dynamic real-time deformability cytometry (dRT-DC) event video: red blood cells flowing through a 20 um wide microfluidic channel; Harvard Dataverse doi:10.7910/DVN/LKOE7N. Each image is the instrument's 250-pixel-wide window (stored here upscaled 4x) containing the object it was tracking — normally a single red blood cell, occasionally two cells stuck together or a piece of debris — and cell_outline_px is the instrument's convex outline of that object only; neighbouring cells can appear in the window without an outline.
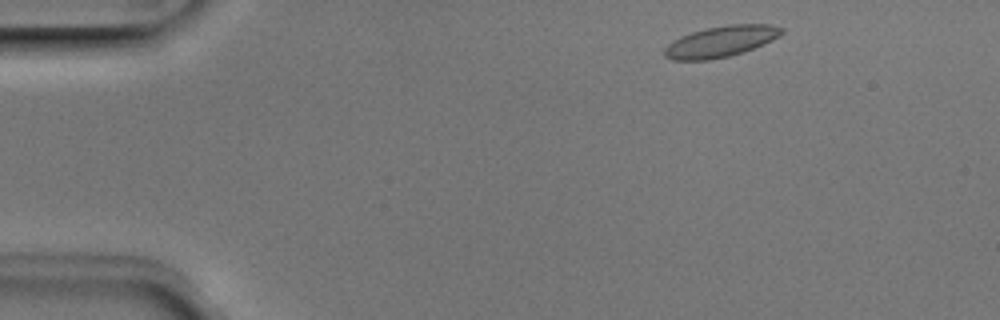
{"species": "Egyptian fruit bat (a non-hibernating species)", "species_latin": "Rousettus aegyptiacus", "temperature_condition": "room temperature", "stored_images_in_passage": 3, "camera_frame_rate_fps": 3000, "um_per_image_px": 0.085, "animal": {"sex": "male"}, "frame": {"image": 1, "passage_image": 1, "time_ms": 0.0, "image_size_px": [1000, 320], "cell_outline_px": [[784, 32], [780, 36], [764, 44], [744, 52], [728, 56], [708, 60], [672, 60], [664, 56], [664, 48], [668, 44], [680, 36], [692, 32], [708, 28], [728, 24], [772, 24], [784, 28]], "centroid_in_image_um": [61.3, 3.52], "position_along_channel_um": 23.7, "area_um2": 21.27}}